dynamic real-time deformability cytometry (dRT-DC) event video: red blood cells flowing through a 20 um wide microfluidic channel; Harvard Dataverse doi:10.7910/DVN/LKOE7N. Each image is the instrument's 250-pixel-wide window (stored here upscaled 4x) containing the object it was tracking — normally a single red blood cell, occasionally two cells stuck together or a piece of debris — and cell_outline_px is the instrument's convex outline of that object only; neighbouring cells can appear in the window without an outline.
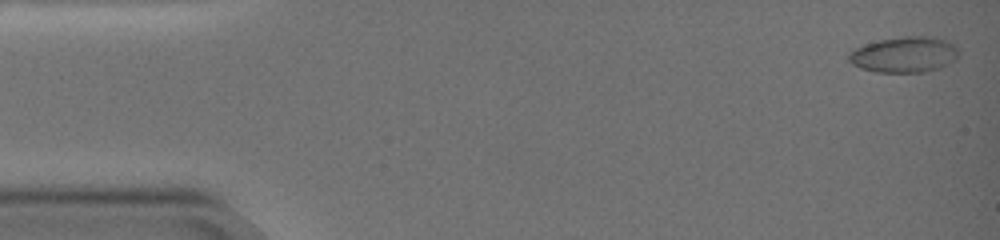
{"species": "common noctule bat (a hibernating species)", "species_latin": "Nyctalus noctula", "temperature_condition": "warm", "stored_images_in_passage": 67, "camera_frame_rate_fps": 3000, "um_per_image_px": 0.085, "animal": {"sex": "female", "body_mass_g": 19.0, "forearm_length_mm": 51.5}, "frame": {"image": 1, "passage_image": 2, "time_ms": 0.333, "image_size_px": [1000, 240], "cell_outline_px": [[952, 48], [944, 64], [936, 68], [924, 72], [876, 72], [864, 68], [856, 64], [852, 60], [852, 52], [868, 44], [884, 40], [940, 40], [948, 44]], "centroid_in_image_um": [76.7, 4.73], "position_along_channel_um": 8.3, "area_um2": 19.42}}
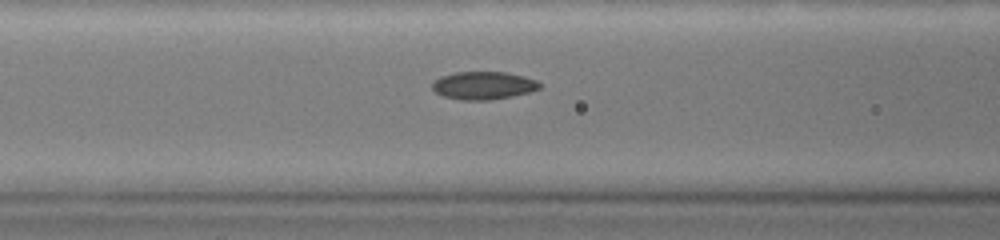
{"frame": {"image": 2, "passage_image": 28, "time_ms": 9.0, "image_size_px": [1000, 240], "cell_outline_px": [[540, 88], [528, 92], [488, 100], [460, 100], [444, 96], [436, 92], [432, 88], [432, 84], [436, 80], [444, 76], [456, 72], [504, 72], [536, 80], [540, 84]], "centroid_in_image_um": [41.06, 7.27], "position_along_channel_um": 125.5, "area_um2": 16.94}}
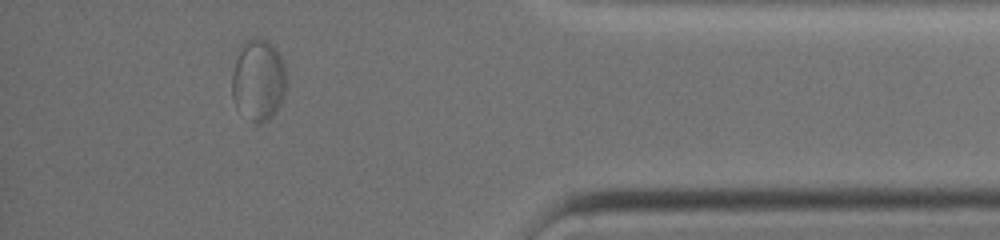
{"frame": {"image": 3, "passage_image": 60, "time_ms": 19.667, "image_size_px": [1000, 240], "cell_outline_px": [[288, 84], [284, 96], [276, 112], [268, 120], [256, 124], [236, 104], [232, 96], [232, 72], [240, 44], [252, 36], [256, 36], [268, 40], [276, 48], [284, 64]], "centroid_in_image_um": [21.99, 6.73], "position_along_channel_um": 413.2, "area_um2": 26.18}}